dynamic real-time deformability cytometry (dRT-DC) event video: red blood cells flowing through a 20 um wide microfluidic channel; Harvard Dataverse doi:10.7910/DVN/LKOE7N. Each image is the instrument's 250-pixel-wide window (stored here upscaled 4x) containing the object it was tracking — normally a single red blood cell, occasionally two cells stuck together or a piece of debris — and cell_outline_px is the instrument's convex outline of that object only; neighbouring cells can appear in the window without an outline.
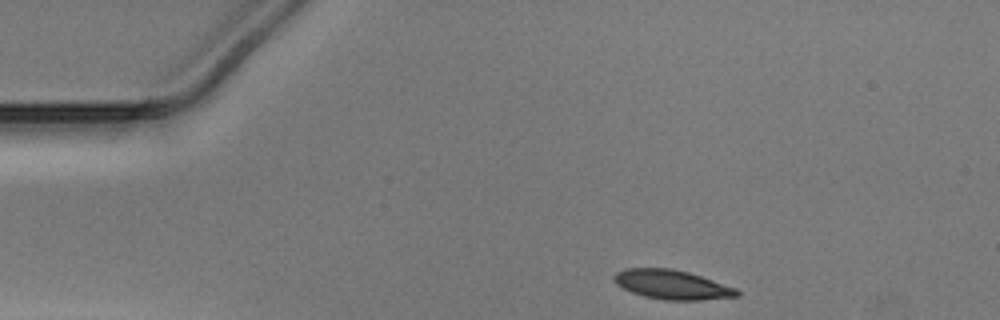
{"species": "Egyptian fruit bat (a non-hibernating species)", "species_latin": "Rousettus aegyptiacus", "temperature_condition": "warm", "stored_images_in_passage": 2, "camera_frame_rate_fps": 3000, "um_per_image_px": 0.085, "animal": {"sex": "male"}, "frame": {"image": 1, "passage_image": 1, "time_ms": 0.0, "image_size_px": [1000, 320], "cell_outline_px": [[740, 296], [700, 300], [664, 300], [644, 296], [632, 292], [616, 284], [612, 276], [616, 272], [624, 268], [672, 268], [688, 272], [736, 288], [740, 292]], "centroid_in_image_um": [57.1, 24.19], "position_along_channel_um": 27.9, "area_um2": 20.92}}